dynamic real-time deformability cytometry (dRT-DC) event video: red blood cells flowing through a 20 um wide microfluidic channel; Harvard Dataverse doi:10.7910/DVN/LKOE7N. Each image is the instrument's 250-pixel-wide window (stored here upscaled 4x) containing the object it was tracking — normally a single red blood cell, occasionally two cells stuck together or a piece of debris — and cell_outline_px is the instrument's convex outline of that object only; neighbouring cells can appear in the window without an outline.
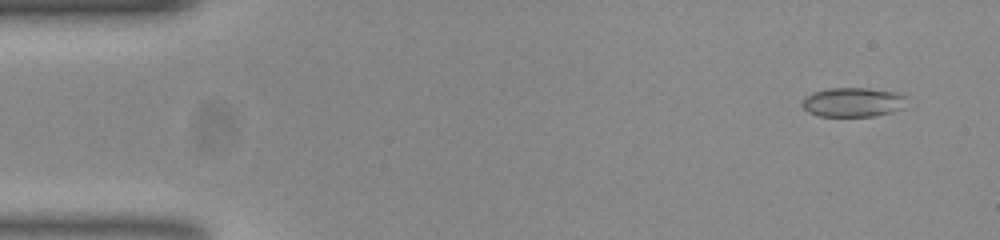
{"species": "common noctule bat (a hibernating species)", "species_latin": "Nyctalus noctula", "temperature_condition": "room temperature", "stored_images_in_passage": 16, "camera_frame_rate_fps": 3000, "um_per_image_px": 0.085, "animal": {"sex": "female", "body_mass_g": 23.0, "forearm_length_mm": 53.4}, "frame": {"image": 1, "passage_image": 4, "time_ms": 1.0, "image_size_px": [1000, 240], "cell_outline_px": [[904, 108], [892, 112], [876, 116], [820, 116], [808, 112], [804, 108], [804, 96], [812, 92], [828, 88], [868, 88], [896, 92], [904, 96]], "centroid_in_image_um": [72.5, 8.68], "position_along_channel_um": 12.5, "area_um2": 17.8}}
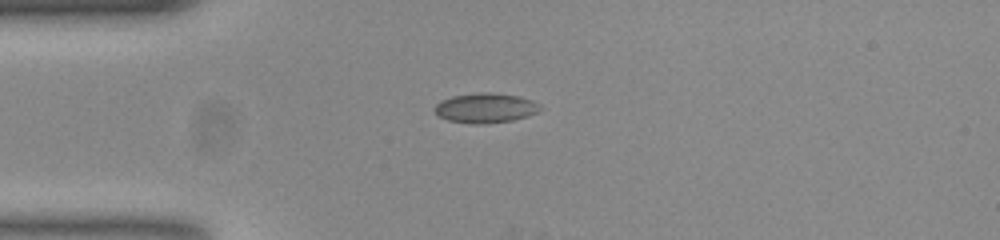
{"frame": {"image": 2, "passage_image": 14, "time_ms": 4.333, "image_size_px": [1000, 240], "cell_outline_px": [[544, 108], [540, 112], [528, 116], [512, 120], [484, 124], [472, 124], [448, 120], [440, 116], [436, 112], [436, 104], [440, 100], [452, 96], [476, 92], [488, 92], [520, 96], [532, 100], [540, 104]], "centroid_in_image_um": [41.33, 9.17], "position_along_channel_um": 43.7, "area_um2": 18.5}}